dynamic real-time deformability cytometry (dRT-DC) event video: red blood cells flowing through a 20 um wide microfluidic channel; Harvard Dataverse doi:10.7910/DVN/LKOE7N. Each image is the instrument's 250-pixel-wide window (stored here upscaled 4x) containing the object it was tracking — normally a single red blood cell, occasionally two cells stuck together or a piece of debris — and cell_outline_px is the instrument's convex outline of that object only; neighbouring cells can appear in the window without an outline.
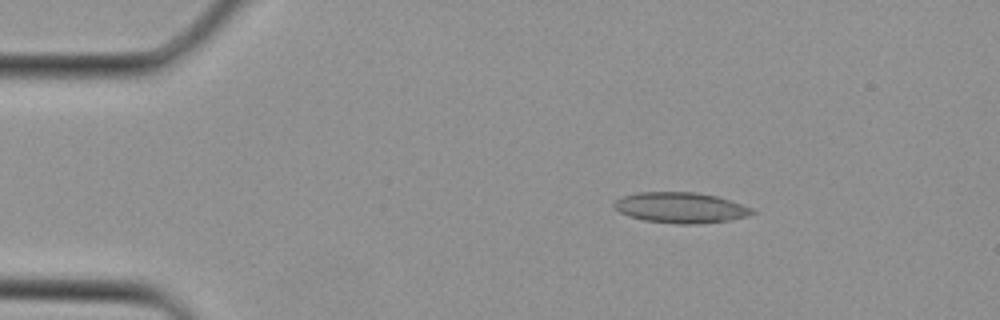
{"species": "Egyptian fruit bat (a non-hibernating species)", "species_latin": "Rousettus aegyptiacus", "temperature_condition": "cold", "stored_images_in_passage": 2, "camera_frame_rate_fps": 3000, "um_per_image_px": 0.085, "animal": {"sex": "female"}, "frame": {"image": 1, "passage_image": 1, "time_ms": 0.0, "image_size_px": [1000, 320], "cell_outline_px": [[756, 212], [748, 216], [732, 220], [696, 224], [676, 224], [644, 220], [628, 216], [620, 212], [612, 204], [616, 200], [624, 196], [640, 192], [696, 192], [716, 196], [752, 208]], "centroid_in_image_um": [57.86, 17.66], "position_along_channel_um": 27.1, "area_um2": 24.57}}